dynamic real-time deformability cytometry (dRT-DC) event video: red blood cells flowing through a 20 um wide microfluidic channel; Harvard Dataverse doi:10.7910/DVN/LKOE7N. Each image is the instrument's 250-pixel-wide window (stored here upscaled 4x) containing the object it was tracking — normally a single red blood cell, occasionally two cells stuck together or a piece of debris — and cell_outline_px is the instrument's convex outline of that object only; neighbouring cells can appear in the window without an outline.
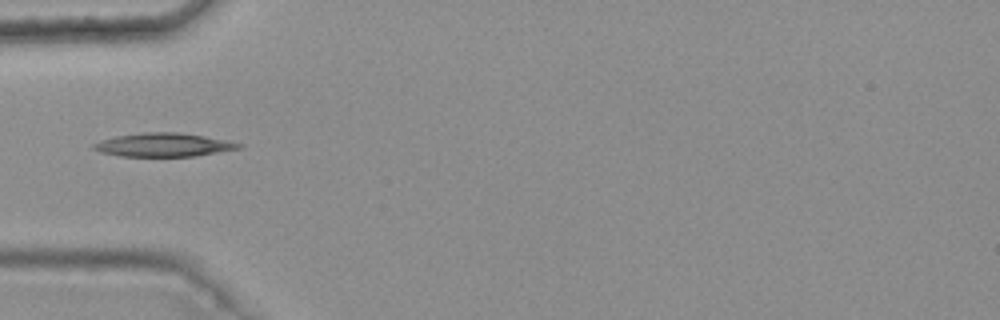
{"species": "common noctule bat (a hibernating species)", "species_latin": "Nyctalus noctula", "temperature_condition": "warm", "stored_images_in_passage": 4, "camera_frame_rate_fps": 3000, "um_per_image_px": 0.085, "animal": {"sex": "female", "body_mass_g": 25.1}, "frame": {"image": 1, "passage_image": 1, "time_ms": 0.0, "image_size_px": [1000, 320], "cell_outline_px": [[244, 144], [240, 148], [196, 156], [120, 156], [100, 152], [92, 148], [92, 144], [100, 140], [116, 136], [144, 132], [176, 132], [204, 136]], "centroid_in_image_um": [13.86, 12.31], "position_along_channel_um": 71.1, "area_um2": 19.77}}
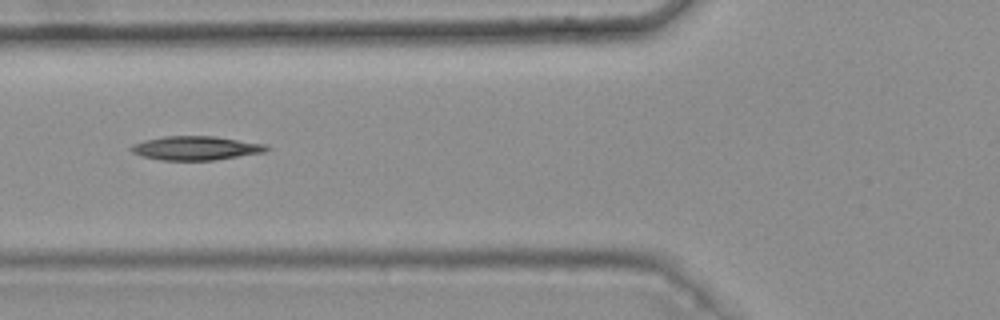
{"frame": {"image": 2, "passage_image": 2, "time_ms": 0.333, "image_size_px": [1000, 320], "cell_outline_px": [[268, 148], [264, 152], [212, 160], [160, 160], [144, 156], [132, 152], [128, 148], [132, 144], [144, 140], [164, 136], [216, 136], [264, 144]], "centroid_in_image_um": [16.58, 12.58], "position_along_channel_um": 109.2, "area_um2": 18.67}}
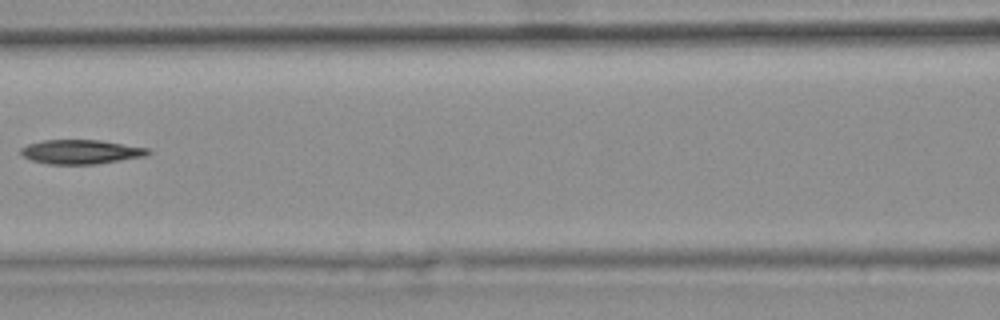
{"frame": {"image": 3, "passage_image": 3, "time_ms": 0.667, "image_size_px": [1000, 320], "cell_outline_px": [[152, 152], [148, 156], [96, 164], [48, 164], [32, 160], [24, 156], [20, 152], [20, 148], [28, 144], [44, 140], [100, 140], [148, 148]], "centroid_in_image_um": [6.91, 12.91], "position_along_channel_um": 159.7, "area_um2": 17.98}}